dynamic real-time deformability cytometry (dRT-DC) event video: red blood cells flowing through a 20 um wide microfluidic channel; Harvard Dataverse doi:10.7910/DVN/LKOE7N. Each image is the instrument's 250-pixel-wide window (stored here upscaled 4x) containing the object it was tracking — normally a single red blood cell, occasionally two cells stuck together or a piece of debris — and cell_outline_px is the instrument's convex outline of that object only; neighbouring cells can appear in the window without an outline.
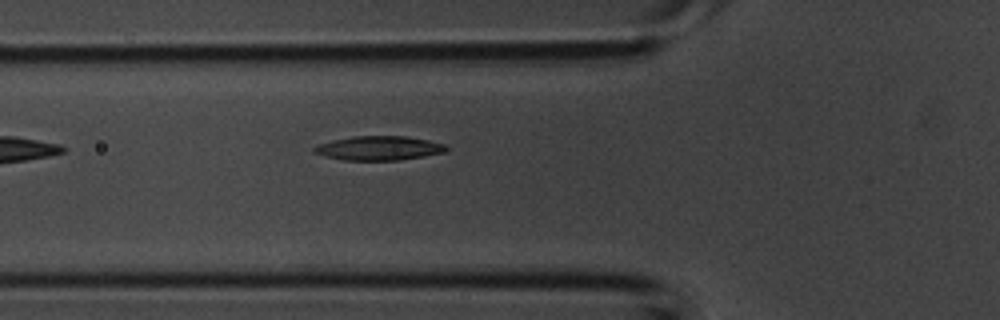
{"species": "common noctule bat (a hibernating species)", "species_latin": "Nyctalus noctula", "temperature_condition": "room temperature", "stored_images_in_passage": 4, "camera_frame_rate_fps": 3000, "um_per_image_px": 0.085, "animal": {"sex": "male", "body_mass_g": 20.1, "forearm_length_mm": 53.5}, "frame": {"image": 1, "passage_image": 4, "time_ms": 1.0, "image_size_px": [1000, 320], "cell_outline_px": [[448, 148], [444, 152], [424, 156], [400, 160], [344, 160], [324, 156], [312, 152], [312, 148], [316, 144], [332, 140], [352, 136], [408, 136], [428, 140], [444, 144]], "centroid_in_image_um": [32.15, 12.59], "position_along_channel_um": 93.6, "area_um2": 18.73}}